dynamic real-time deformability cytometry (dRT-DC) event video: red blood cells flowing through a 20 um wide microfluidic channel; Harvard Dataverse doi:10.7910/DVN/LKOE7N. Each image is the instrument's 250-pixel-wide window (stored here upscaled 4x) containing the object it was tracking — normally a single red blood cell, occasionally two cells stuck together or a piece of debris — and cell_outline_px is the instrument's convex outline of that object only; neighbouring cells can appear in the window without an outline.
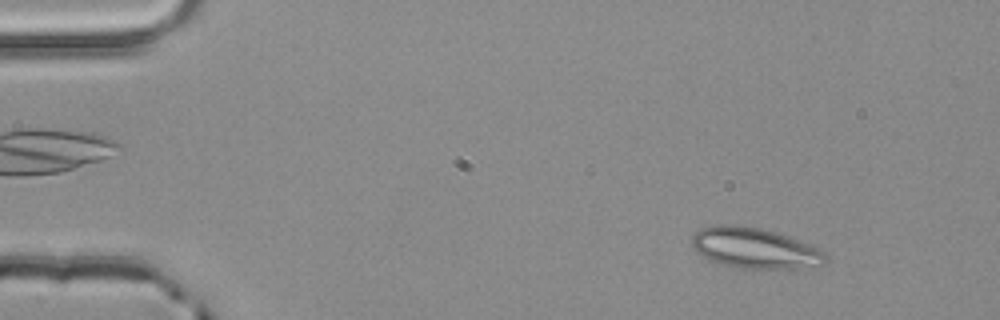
{"species": "common noctule bat (a hibernating species)", "species_latin": "Nyctalus noctula", "temperature_condition": "room temperature", "stored_images_in_passage": 5, "camera_frame_rate_fps": 3000, "um_per_image_px": 0.085, "animal": {"sex": "male", "body_mass_g": 20.4}, "frame": {"image": 1, "passage_image": 2, "time_ms": 0.333, "image_size_px": [1000, 320], "cell_outline_px": [[828, 260], [824, 264], [796, 268], [736, 268], [708, 260], [692, 244], [692, 236], [700, 228], [716, 224], [732, 224], [760, 228], [776, 232], [788, 236], [808, 244], [824, 252], [828, 256]], "centroid_in_image_um": [64.14, 21.08], "position_along_channel_um": 20.9, "area_um2": 31.39}}